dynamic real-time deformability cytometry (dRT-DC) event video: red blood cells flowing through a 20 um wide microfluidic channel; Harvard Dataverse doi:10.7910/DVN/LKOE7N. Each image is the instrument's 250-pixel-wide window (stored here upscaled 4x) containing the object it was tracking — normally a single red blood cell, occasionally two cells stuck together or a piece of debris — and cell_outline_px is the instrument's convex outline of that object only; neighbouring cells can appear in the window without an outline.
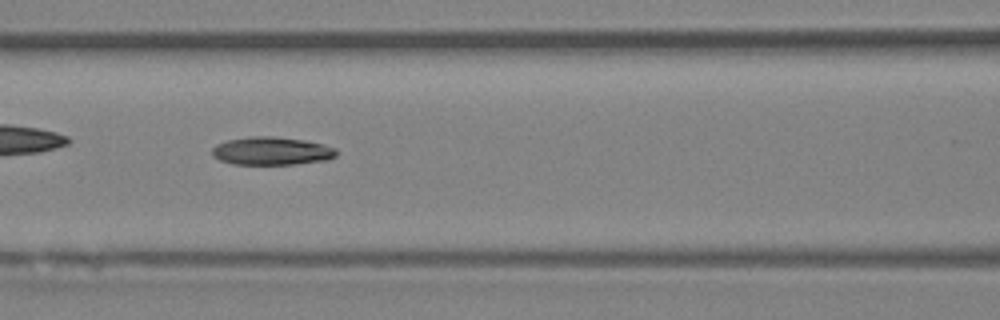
{"species": "Egyptian fruit bat (a non-hibernating species)", "species_latin": "Rousettus aegyptiacus", "temperature_condition": "room temperature", "stored_images_in_passage": 31, "camera_frame_rate_fps": 3000, "um_per_image_px": 0.085, "animal": {"sex": "female"}, "frame": {"image": 1, "passage_image": 13, "time_ms": 4.0, "image_size_px": [1000, 320], "cell_outline_px": [[336, 156], [328, 160], [296, 164], [232, 164], [220, 160], [212, 156], [212, 148], [216, 144], [228, 140], [252, 136], [272, 136], [304, 140], [336, 148]], "centroid_in_image_um": [23.07, 12.84], "position_along_channel_um": 143.5, "area_um2": 20.29}}
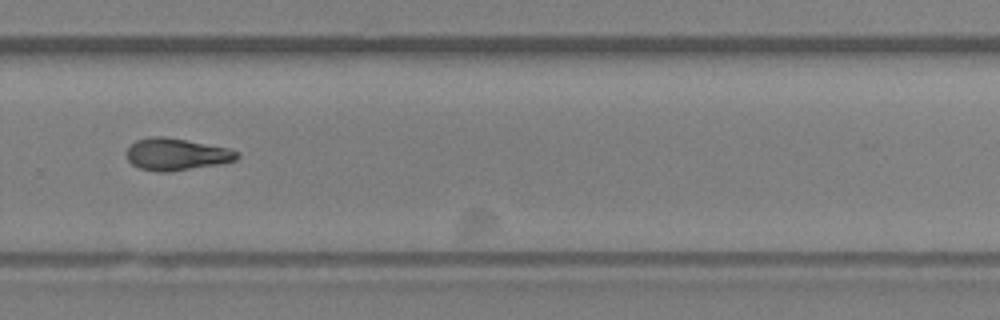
{"frame": {"image": 2, "passage_image": 26, "time_ms": 8.333, "image_size_px": [1000, 320], "cell_outline_px": [[240, 156], [236, 160], [220, 164], [168, 172], [156, 172], [140, 168], [132, 164], [128, 160], [128, 148], [136, 140], [148, 136], [164, 136], [228, 148], [240, 152]], "centroid_in_image_um": [15.01, 13.12], "position_along_channel_um": 314.8, "area_um2": 20.58}, "authors_computed_cell_mechanics": {"area_um2": 20.6924, "velocity_mm_per_s": 3.9612, "shape_relaxation_time_tau1_ms": null, "shape_relaxation_time_tau2_ms": 6.78, "deformation_change_tau1": null, "deformation_change_tau2": 0.151}}